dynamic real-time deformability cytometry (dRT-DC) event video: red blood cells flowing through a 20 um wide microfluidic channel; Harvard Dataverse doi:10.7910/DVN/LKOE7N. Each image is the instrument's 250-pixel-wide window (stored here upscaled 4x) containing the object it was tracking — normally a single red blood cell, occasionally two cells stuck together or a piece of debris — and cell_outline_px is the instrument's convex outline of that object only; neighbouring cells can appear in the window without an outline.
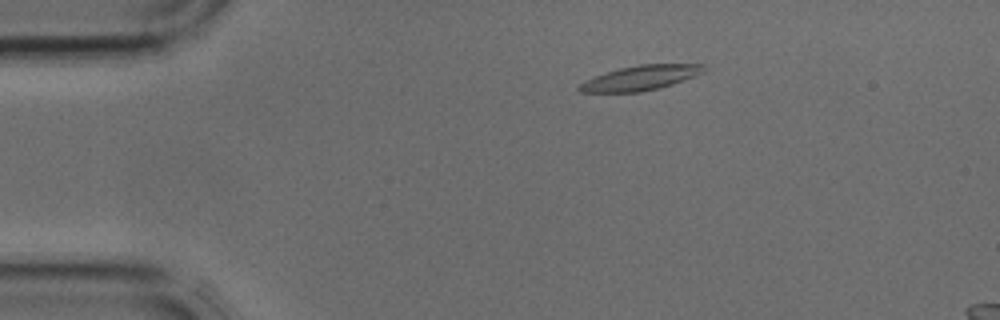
{"species": "common noctule bat (a hibernating species)", "species_latin": "Nyctalus noctula", "temperature_condition": "cold", "stored_images_in_passage": 43, "segment_of_instrument_passage": [1, 2], "camera_frame_rate_fps": 3000, "um_per_image_px": 0.085, "animal": {"sex": "male", "body_mass_g": 17.9, "forearm_length_mm": 54.2}, "frame": {"image": 1, "passage_image": 8, "time_ms": 2.333, "image_size_px": [1000, 320], "cell_outline_px": [[704, 72], [672, 84], [660, 88], [640, 92], [580, 92], [576, 88], [580, 84], [596, 76], [620, 68], [640, 64], [704, 64]], "centroid_in_image_um": [54.45, 6.62], "position_along_channel_um": 30.5, "area_um2": 17.63}}
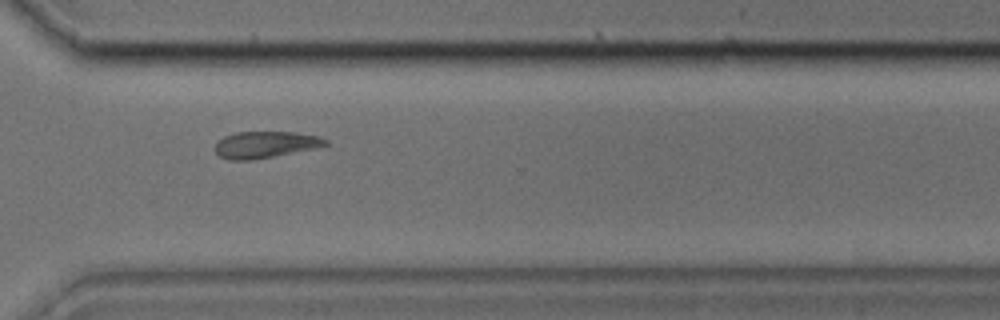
{"frame": {"image": 2, "passage_image": 31, "time_ms": 10.0, "image_size_px": [1000, 320], "cell_outline_px": [[332, 144], [316, 148], [252, 160], [228, 160], [220, 156], [216, 152], [216, 144], [224, 136], [236, 132], [296, 132], [320, 136], [328, 140]], "centroid_in_image_um": [22.61, 12.29], "position_along_channel_um": 348.0, "area_um2": 17.17}}
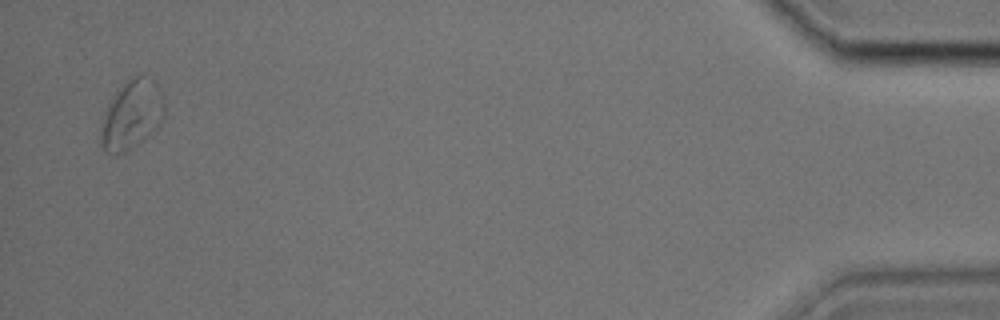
{"frame": {"image": 3, "passage_image": 41, "time_ms": 13.333, "image_size_px": [1000, 320], "cell_outline_px": [[164, 116], [160, 124], [152, 132], [124, 152], [108, 152], [100, 144], [100, 132], [104, 112], [116, 88], [128, 76], [140, 76], [156, 80], [160, 88], [164, 104]], "centroid_in_image_um": [11.19, 9.67], "position_along_channel_um": 424.0, "area_um2": 25.61}}